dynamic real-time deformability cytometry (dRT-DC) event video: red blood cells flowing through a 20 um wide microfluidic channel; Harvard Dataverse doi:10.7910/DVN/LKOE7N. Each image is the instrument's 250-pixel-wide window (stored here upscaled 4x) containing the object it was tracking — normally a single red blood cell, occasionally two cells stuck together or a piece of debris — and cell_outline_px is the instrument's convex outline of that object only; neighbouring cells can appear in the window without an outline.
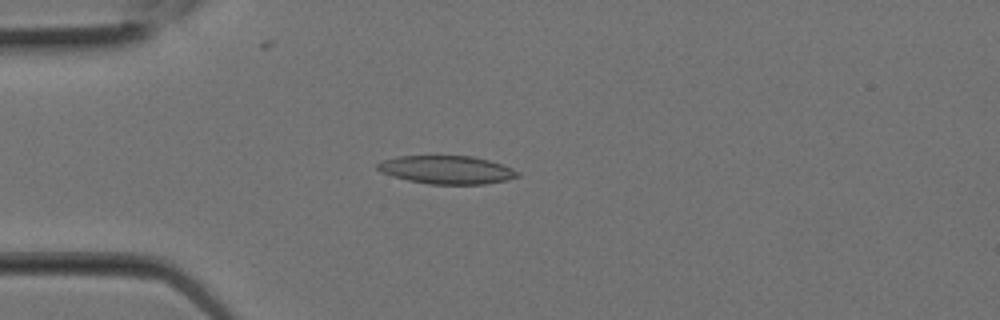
{"species": "Egyptian fruit bat (a non-hibernating species)", "species_latin": "Rousettus aegyptiacus", "temperature_condition": "room temperature", "stored_images_in_passage": 2, "camera_frame_rate_fps": 3000, "um_per_image_px": 0.085, "animal": {"sex": "female"}, "frame": {"image": 1, "passage_image": 2, "time_ms": 0.333, "image_size_px": [1000, 320], "cell_outline_px": [[520, 176], [508, 180], [484, 184], [428, 184], [408, 180], [392, 176], [380, 172], [376, 168], [376, 164], [380, 160], [396, 156], [472, 156], [488, 160], [512, 168], [520, 172]], "centroid_in_image_um": [37.94, 14.43], "position_along_channel_um": 47.1, "area_um2": 23.18}}